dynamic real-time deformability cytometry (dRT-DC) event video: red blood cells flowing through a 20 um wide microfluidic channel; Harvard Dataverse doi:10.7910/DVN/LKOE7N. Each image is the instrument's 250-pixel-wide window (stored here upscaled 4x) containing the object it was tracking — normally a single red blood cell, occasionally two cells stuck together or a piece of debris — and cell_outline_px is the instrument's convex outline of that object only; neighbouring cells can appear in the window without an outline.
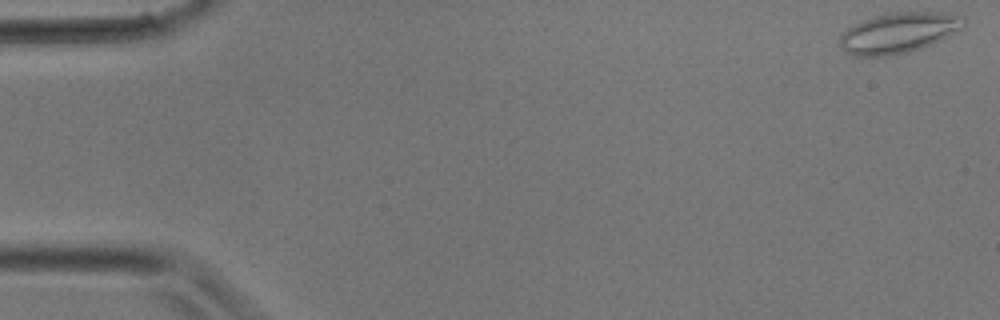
{"species": "common noctule bat (a hibernating species)", "species_latin": "Nyctalus noctula", "temperature_condition": "room temperature", "stored_images_in_passage": 4, "camera_frame_rate_fps": 3000, "um_per_image_px": 0.085, "animal": {"sex": "male", "body_mass_g": 17.9}, "frame": {"image": 1, "passage_image": 1, "time_ms": 0.0, "image_size_px": [1000, 320], "cell_outline_px": [[964, 28], [940, 40], [920, 48], [908, 52], [888, 56], [852, 56], [844, 52], [840, 44], [840, 36], [848, 28], [864, 20], [888, 12], [940, 12], [964, 16]], "centroid_in_image_um": [76.39, 2.79], "position_along_channel_um": 8.6, "area_um2": 29.13}}